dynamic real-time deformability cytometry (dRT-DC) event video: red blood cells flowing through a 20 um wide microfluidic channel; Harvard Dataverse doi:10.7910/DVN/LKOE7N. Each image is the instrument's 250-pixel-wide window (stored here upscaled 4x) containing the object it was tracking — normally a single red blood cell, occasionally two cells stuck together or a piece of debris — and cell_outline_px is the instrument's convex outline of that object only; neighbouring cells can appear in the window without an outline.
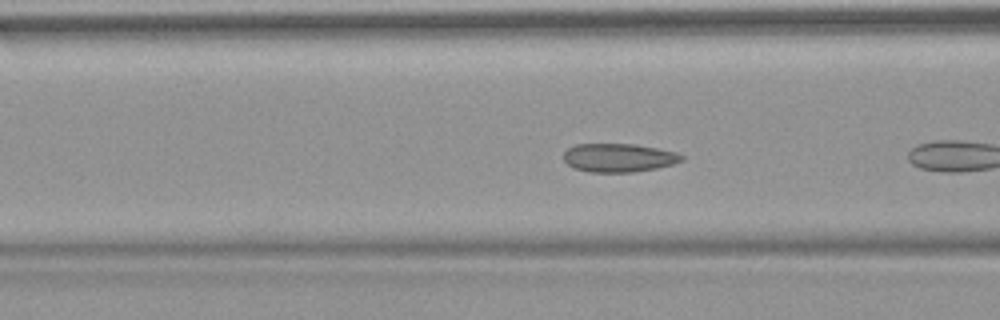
{"species": "common noctule bat (a hibernating species)", "species_latin": "Nyctalus noctula", "temperature_condition": "warm", "stored_images_in_passage": 6, "camera_frame_rate_fps": 3000, "um_per_image_px": 0.085, "animal": {"sex": "female", "body_mass_g": 18.4}, "frame": {"image": 1, "passage_image": 5, "time_ms": 1.333, "image_size_px": [1000, 320], "cell_outline_px": [[684, 160], [672, 164], [656, 168], [632, 172], [588, 172], [572, 168], [564, 160], [564, 152], [568, 148], [576, 144], [632, 144], [656, 148], [676, 152], [684, 156]], "centroid_in_image_um": [52.57, 13.41], "position_along_channel_um": 114.0, "area_um2": 19.59}}